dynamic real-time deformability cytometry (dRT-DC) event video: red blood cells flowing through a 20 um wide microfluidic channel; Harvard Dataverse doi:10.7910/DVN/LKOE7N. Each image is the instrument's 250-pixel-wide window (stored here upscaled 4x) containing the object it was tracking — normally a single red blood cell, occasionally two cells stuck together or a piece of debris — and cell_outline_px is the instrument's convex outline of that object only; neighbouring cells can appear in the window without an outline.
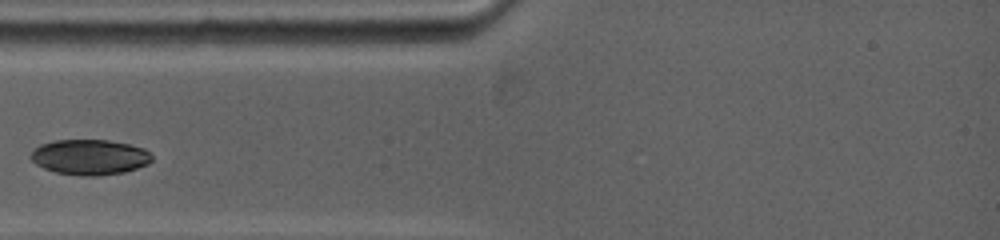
{"species": "common noctule bat (a hibernating species)", "species_latin": "Nyctalus noctula", "temperature_condition": "warm", "stored_images_in_passage": 7, "camera_frame_rate_fps": 5000, "um_per_image_px": 0.085, "animal": {"sex": "female", "body_mass_g": 19.0, "forearm_length_mm": 53.3}, "frame": {"image": 1, "passage_image": 1, "time_ms": 0.0, "image_size_px": [1000, 240], "cell_outline_px": [[152, 160], [148, 164], [124, 172], [96, 176], [80, 176], [56, 172], [44, 168], [36, 164], [28, 156], [40, 144], [52, 140], [108, 140], [128, 144], [144, 148], [152, 156]], "centroid_in_image_um": [7.61, 13.35], "position_along_channel_um": 77.4, "area_um2": 24.97}}